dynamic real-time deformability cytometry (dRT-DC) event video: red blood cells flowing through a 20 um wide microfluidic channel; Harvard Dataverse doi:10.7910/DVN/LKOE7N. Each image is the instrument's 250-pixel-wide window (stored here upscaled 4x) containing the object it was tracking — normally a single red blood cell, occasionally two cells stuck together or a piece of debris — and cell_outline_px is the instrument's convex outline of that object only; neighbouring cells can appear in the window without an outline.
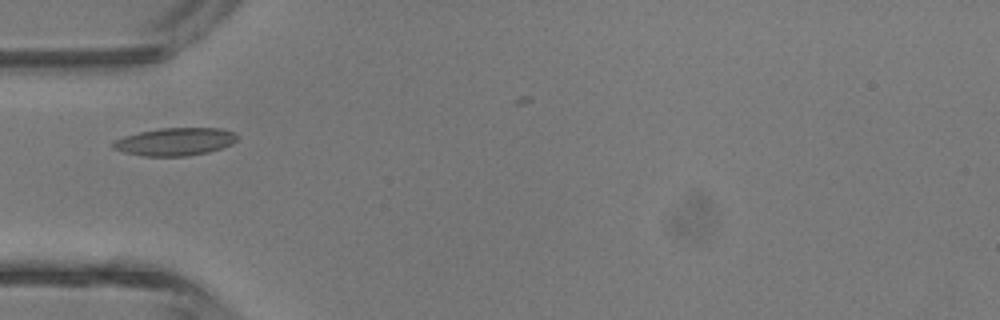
{"species": "common noctule bat (a hibernating species)", "species_latin": "Nyctalus noctula", "temperature_condition": "room temperature", "stored_images_in_passage": 7, "camera_frame_rate_fps": 3000, "um_per_image_px": 0.085, "animal": {"sex": "male", "body_mass_g": 13.3}, "frame": {"image": 1, "passage_image": 6, "time_ms": 6.667, "image_size_px": [1000, 320], "cell_outline_px": [[236, 140], [232, 144], [208, 152], [184, 156], [144, 156], [124, 152], [112, 148], [112, 144], [116, 140], [124, 136], [140, 132], [160, 128], [220, 128], [236, 132]], "centroid_in_image_um": [14.89, 12.04], "position_along_channel_um": 70.1, "area_um2": 19.94}}
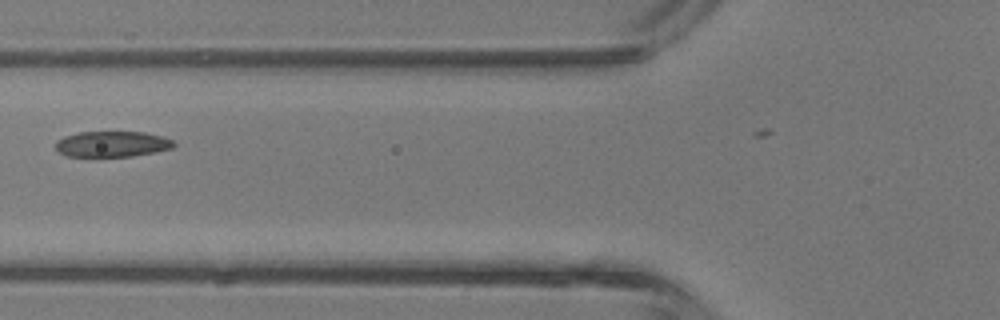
{"frame": {"image": 2, "passage_image": 7, "time_ms": 7.667, "image_size_px": [1000, 320], "cell_outline_px": [[176, 144], [172, 148], [156, 152], [132, 156], [64, 156], [56, 148], [56, 140], [64, 136], [80, 132], [144, 132], [164, 136], [172, 140]], "centroid_in_image_um": [9.55, 12.24], "position_along_channel_um": 116.3, "area_um2": 17.74}}